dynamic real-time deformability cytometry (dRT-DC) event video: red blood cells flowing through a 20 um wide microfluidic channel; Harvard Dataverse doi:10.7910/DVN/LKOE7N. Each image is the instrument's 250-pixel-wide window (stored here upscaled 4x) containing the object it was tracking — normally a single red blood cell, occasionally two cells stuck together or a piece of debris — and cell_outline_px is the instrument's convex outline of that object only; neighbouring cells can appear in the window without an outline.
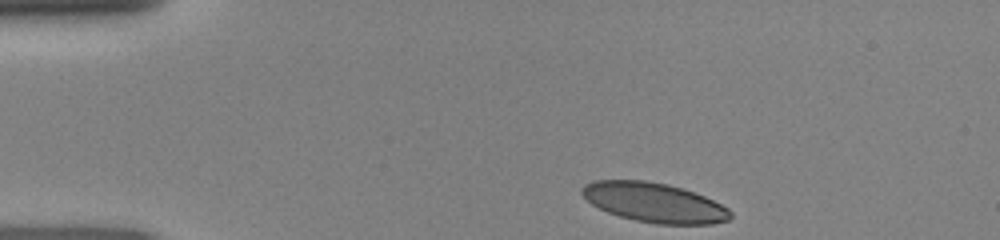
{"species": "human", "species_latin": "Homo sapiens", "temperature_condition": "room temperature", "stored_images_in_passage": 33, "camera_frame_rate_fps": 3000, "um_per_image_px": 0.085, "donor": {"sex": "female"}, "frame": {"image": 1, "passage_image": 1, "time_ms": 0.0, "image_size_px": [1000, 240], "cell_outline_px": [[732, 216], [728, 220], [712, 224], [656, 224], [636, 220], [620, 216], [608, 212], [592, 204], [580, 192], [580, 188], [584, 184], [592, 180], [644, 180], [668, 184], [684, 188], [704, 196], [728, 208], [732, 212]], "centroid_in_image_um": [55.6, 17.2], "position_along_channel_um": 29.4, "area_um2": 34.22}}
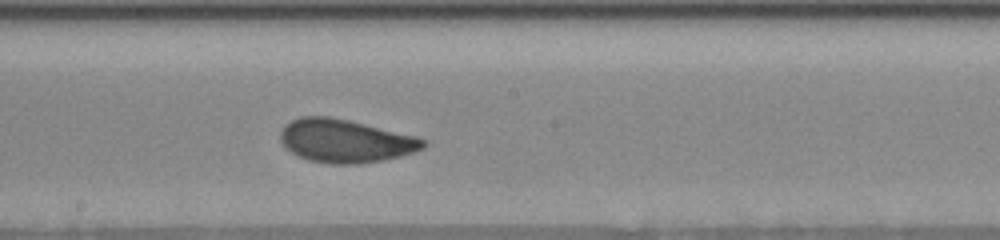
{"frame": {"image": 2, "passage_image": 19, "time_ms": 6.0, "image_size_px": [1000, 240], "cell_outline_px": [[428, 144], [424, 148], [416, 152], [384, 160], [360, 164], [332, 164], [308, 160], [296, 156], [284, 148], [280, 140], [280, 132], [284, 124], [300, 116], [328, 116], [348, 120], [416, 136], [424, 140]], "centroid_in_image_um": [29.32, 11.99], "position_along_channel_um": 218.9, "area_um2": 36.3}}
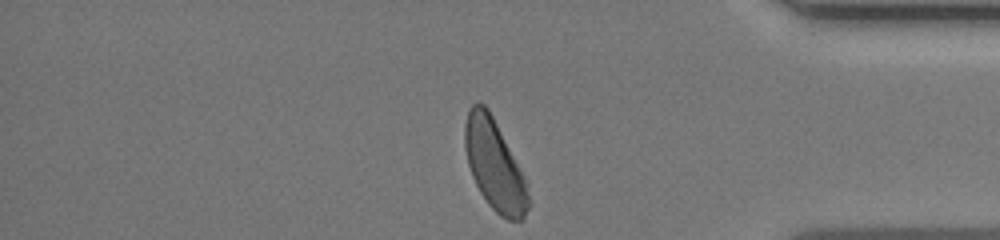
{"frame": {"image": 3, "passage_image": 33, "time_ms": 10.667, "image_size_px": [1000, 240], "cell_outline_px": [[532, 204], [524, 220], [508, 220], [500, 216], [488, 204], [480, 192], [472, 176], [468, 164], [464, 144], [464, 124], [468, 108], [476, 100], [484, 104], [488, 108], [528, 180]], "centroid_in_image_um": [42.08, 14.05], "position_along_channel_um": 393.1, "area_um2": 34.45}}